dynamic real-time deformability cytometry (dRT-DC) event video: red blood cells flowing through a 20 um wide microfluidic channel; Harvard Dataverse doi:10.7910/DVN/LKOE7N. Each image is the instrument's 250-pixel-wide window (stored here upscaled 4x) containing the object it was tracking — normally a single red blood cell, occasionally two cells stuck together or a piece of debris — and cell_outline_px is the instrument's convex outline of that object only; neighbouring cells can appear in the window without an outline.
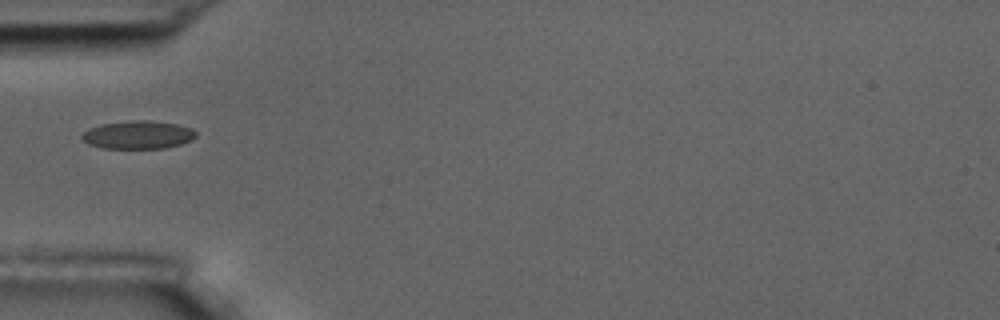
{"species": "common noctule bat (a hibernating species)", "species_latin": "Nyctalus noctula", "temperature_condition": "room temperature", "stored_images_in_passage": 39, "camera_frame_rate_fps": 3000, "um_per_image_px": 0.085, "animal": {"sex": "male", "body_mass_g": 17.5, "forearm_length_mm": 52.3}, "frame": {"image": 1, "passage_image": 1, "time_ms": 0.0, "image_size_px": [1000, 320], "cell_outline_px": [[196, 136], [192, 140], [180, 144], [164, 148], [100, 148], [88, 144], [80, 136], [88, 128], [100, 124], [132, 120], [148, 120], [176, 124], [192, 128], [196, 132]], "centroid_in_image_um": [11.71, 11.46], "position_along_channel_um": 73.3, "area_um2": 18.73}}
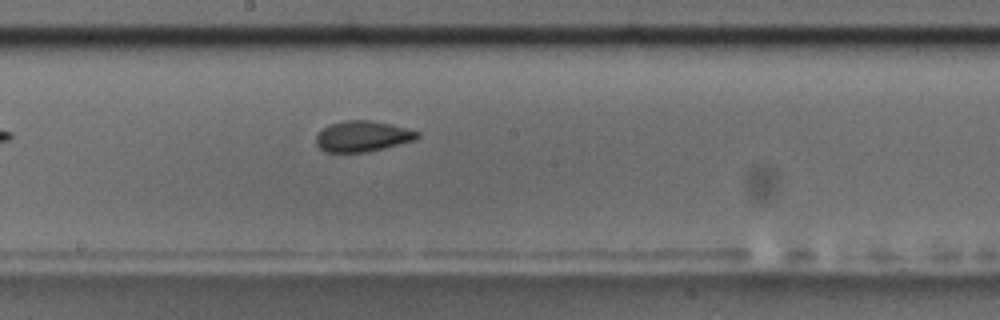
{"frame": {"image": 2, "passage_image": 13, "time_ms": 4.0, "image_size_px": [1000, 320], "cell_outline_px": [[420, 136], [416, 140], [368, 152], [324, 152], [316, 144], [316, 136], [328, 124], [344, 120], [372, 120], [420, 132]], "centroid_in_image_um": [30.81, 11.59], "position_along_channel_um": 217.4, "area_um2": 18.15}}
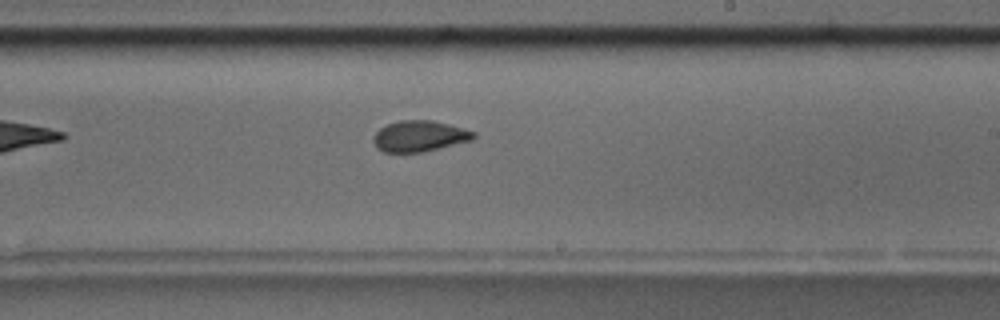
{"frame": {"image": 3, "passage_image": 16, "time_ms": 5.0, "image_size_px": [1000, 320], "cell_outline_px": [[476, 136], [472, 140], [424, 152], [384, 152], [376, 148], [372, 140], [372, 136], [380, 128], [388, 124], [400, 120], [432, 120], [448, 124], [476, 132]], "centroid_in_image_um": [35.64, 11.57], "position_along_channel_um": 253.4, "area_um2": 18.15}}